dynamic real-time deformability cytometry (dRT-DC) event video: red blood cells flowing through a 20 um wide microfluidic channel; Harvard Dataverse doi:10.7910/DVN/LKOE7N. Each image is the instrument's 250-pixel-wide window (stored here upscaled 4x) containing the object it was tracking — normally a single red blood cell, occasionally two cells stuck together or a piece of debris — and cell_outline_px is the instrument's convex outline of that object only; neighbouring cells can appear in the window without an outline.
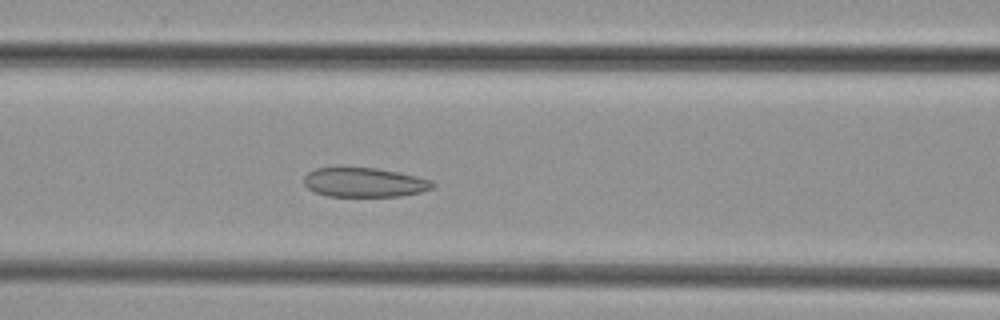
{"species": "common noctule bat (a hibernating species)", "species_latin": "Nyctalus noctula", "temperature_condition": "cold", "stored_images_in_passage": 38, "camera_frame_rate_fps": 3000, "um_per_image_px": 0.085, "animal": {"sex": "female", "body_mass_g": 29.2, "forearm_length_mm": 56.3}, "frame": {"image": 1, "passage_image": 10, "time_ms": 3.0, "image_size_px": [1000, 320], "cell_outline_px": [[436, 184], [432, 188], [420, 192], [400, 196], [328, 196], [312, 192], [304, 184], [304, 176], [308, 172], [316, 168], [376, 168], [416, 176], [432, 180]], "centroid_in_image_um": [30.95, 15.51], "position_along_channel_um": 135.6, "area_um2": 21.91}}
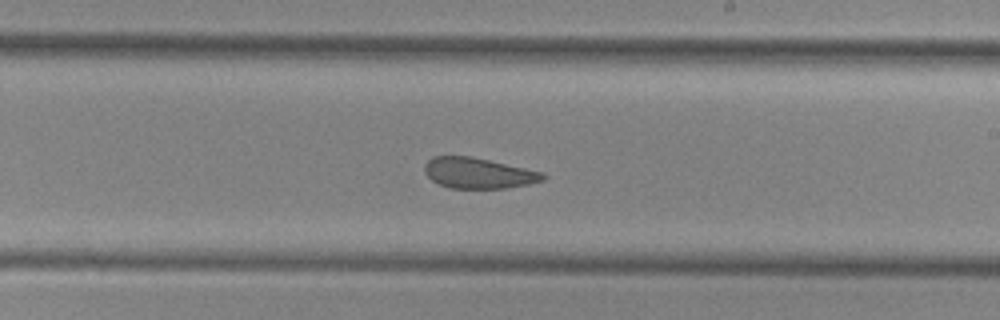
{"frame": {"image": 2, "passage_image": 18, "time_ms": 5.667, "image_size_px": [1000, 320], "cell_outline_px": [[548, 176], [544, 180], [528, 184], [504, 188], [448, 188], [432, 180], [424, 172], [424, 164], [432, 156], [468, 156], [488, 160], [544, 172]], "centroid_in_image_um": [40.66, 14.71], "position_along_channel_um": 248.3, "area_um2": 21.1}}
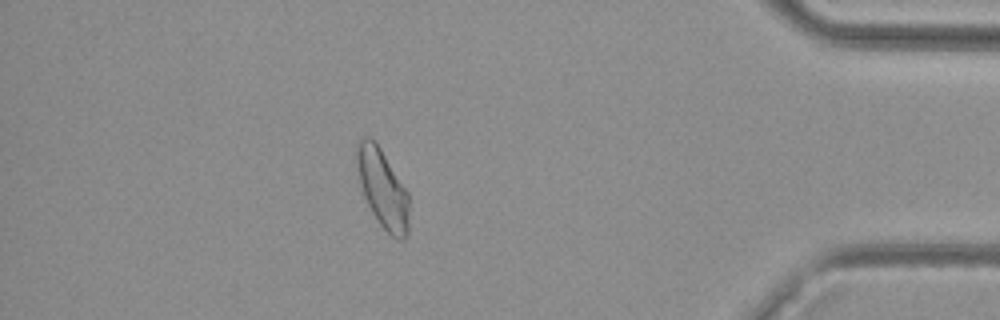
{"frame": {"image": 3, "passage_image": 32, "time_ms": 10.333, "image_size_px": [1000, 320], "cell_outline_px": [[408, 236], [404, 240], [396, 240], [380, 224], [372, 212], [364, 196], [360, 184], [356, 168], [356, 140], [364, 136], [372, 136], [380, 148], [408, 192]], "centroid_in_image_um": [32.5, 15.99], "position_along_channel_um": 402.7, "area_um2": 24.1}}